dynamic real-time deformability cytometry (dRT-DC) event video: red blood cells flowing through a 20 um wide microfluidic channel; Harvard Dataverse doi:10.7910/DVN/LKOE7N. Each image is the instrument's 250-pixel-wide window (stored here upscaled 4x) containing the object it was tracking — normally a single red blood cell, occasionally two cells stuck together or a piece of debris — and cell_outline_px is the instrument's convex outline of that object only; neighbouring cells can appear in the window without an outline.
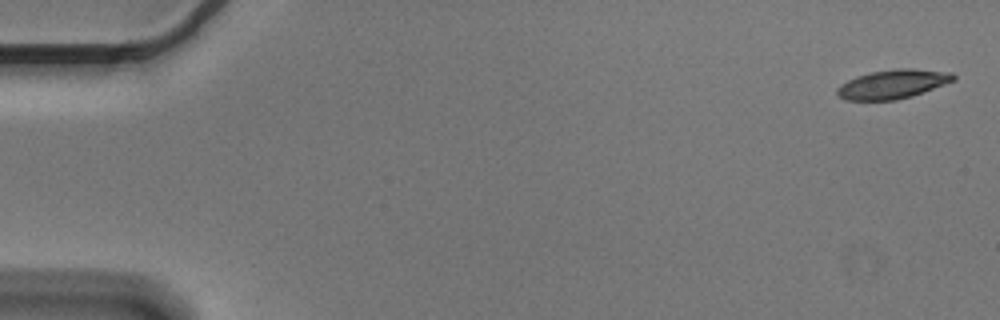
{"species": "Egyptian fruit bat (a non-hibernating species)", "species_latin": "Rousettus aegyptiacus", "temperature_condition": "cold", "stored_images_in_passage": 4, "camera_frame_rate_fps": 3000, "um_per_image_px": 0.085, "animal": {"sex": "male"}, "frame": {"image": 1, "passage_image": 1, "time_ms": 0.0, "image_size_px": [1000, 320], "cell_outline_px": [[956, 80], [912, 96], [896, 100], [848, 100], [840, 96], [836, 92], [836, 88], [840, 84], [856, 76], [872, 72], [896, 68], [912, 68], [952, 72], [956, 76]], "centroid_in_image_um": [75.91, 7.14], "position_along_channel_um": 9.1, "area_um2": 19.71}}
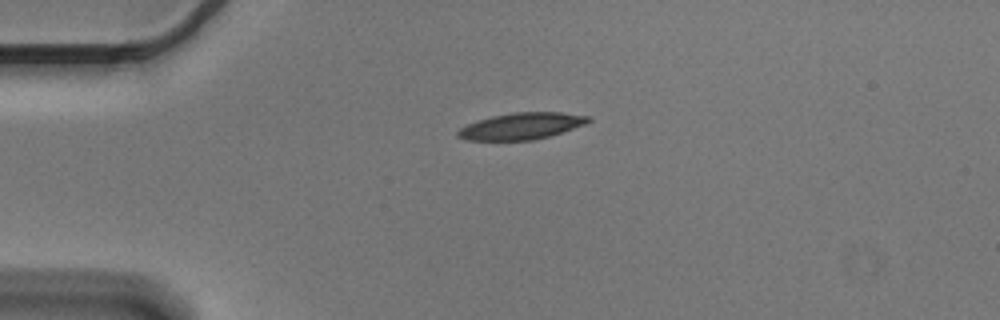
{"frame": {"image": 2, "passage_image": 4, "time_ms": 1.0, "image_size_px": [1000, 320], "cell_outline_px": [[592, 120], [584, 124], [548, 136], [532, 140], [468, 140], [456, 136], [456, 132], [460, 128], [468, 124], [492, 116], [512, 112], [560, 112], [592, 116]], "centroid_in_image_um": [44.32, 10.71], "position_along_channel_um": 40.7, "area_um2": 20.0}}